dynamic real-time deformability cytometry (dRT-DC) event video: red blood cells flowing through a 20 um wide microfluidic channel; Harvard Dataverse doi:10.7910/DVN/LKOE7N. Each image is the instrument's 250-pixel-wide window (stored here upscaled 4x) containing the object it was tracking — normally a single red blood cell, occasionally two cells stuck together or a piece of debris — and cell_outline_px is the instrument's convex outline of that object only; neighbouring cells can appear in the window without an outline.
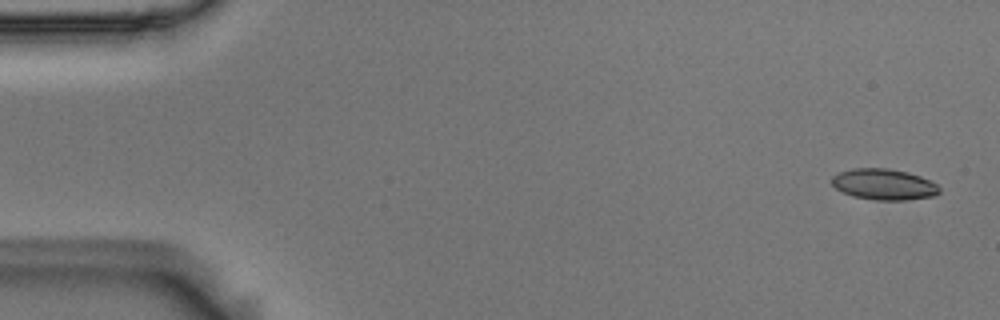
{"species": "Egyptian fruit bat (a non-hibernating species)", "species_latin": "Rousettus aegyptiacus", "temperature_condition": "room temperature", "stored_images_in_passage": 5, "segment_of_instrument_passage": [1, 2], "camera_frame_rate_fps": 3000, "um_per_image_px": 0.085, "animal": {"sex": "male"}, "frame": {"image": 1, "passage_image": 1, "time_ms": 0.0, "image_size_px": [1000, 320], "cell_outline_px": [[940, 192], [936, 196], [904, 200], [876, 200], [852, 196], [836, 188], [832, 184], [832, 176], [840, 172], [852, 168], [888, 168], [908, 172], [920, 176], [936, 184], [940, 188]], "centroid_in_image_um": [75.14, 15.67], "position_along_channel_um": 9.9, "area_um2": 19.42}}